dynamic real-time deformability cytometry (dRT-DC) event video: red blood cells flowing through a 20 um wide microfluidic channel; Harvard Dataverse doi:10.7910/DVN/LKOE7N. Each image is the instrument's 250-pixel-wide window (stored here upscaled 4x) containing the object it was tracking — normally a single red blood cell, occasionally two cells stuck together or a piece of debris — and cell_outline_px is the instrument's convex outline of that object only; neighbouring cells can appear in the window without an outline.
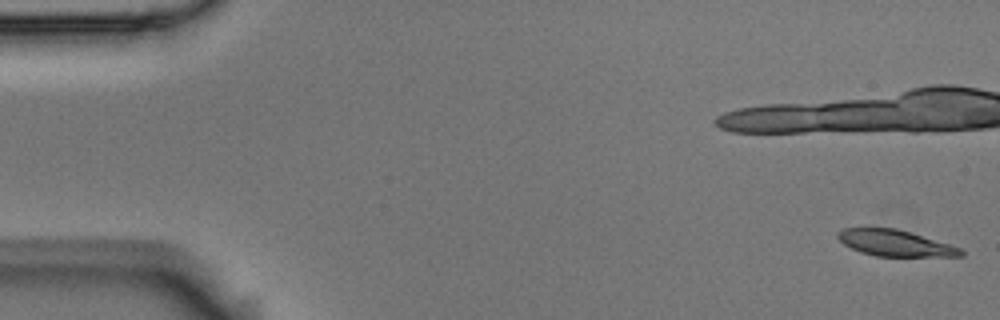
{"species": "Egyptian fruit bat (a non-hibernating species)", "species_latin": "Rousettus aegyptiacus", "temperature_condition": "room temperature", "stored_images_in_passage": 4, "camera_frame_rate_fps": 3000, "um_per_image_px": 0.085, "animal": {"sex": "male"}, "frame": {"image": 1, "passage_image": 1, "time_ms": 0.0, "image_size_px": [1000, 320], "cell_outline_px": [[964, 256], [876, 256], [860, 252], [844, 244], [836, 236], [836, 232], [844, 228], [864, 224], [896, 228], [948, 244], [960, 248], [964, 252]], "centroid_in_image_um": [75.95, 20.61], "position_along_channel_um": 9.0, "area_um2": 19.25}}